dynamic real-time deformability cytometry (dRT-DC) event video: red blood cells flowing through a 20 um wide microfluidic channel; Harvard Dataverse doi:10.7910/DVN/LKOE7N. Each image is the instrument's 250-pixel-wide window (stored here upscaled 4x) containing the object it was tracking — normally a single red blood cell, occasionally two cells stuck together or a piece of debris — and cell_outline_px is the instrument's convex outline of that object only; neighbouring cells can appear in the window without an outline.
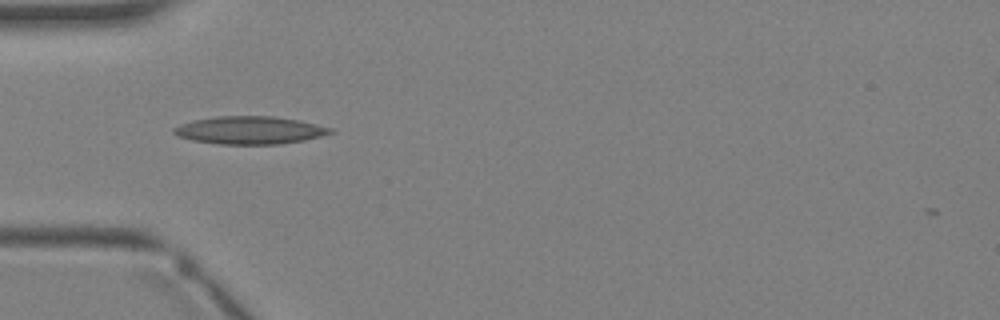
{"species": "Egyptian fruit bat (a non-hibernating species)", "species_latin": "Rousettus aegyptiacus", "temperature_condition": "warm", "stored_images_in_passage": 3, "camera_frame_rate_fps": 3000, "um_per_image_px": 0.085, "animal": {"sex": "female"}, "frame": {"image": 1, "passage_image": 3, "time_ms": 2.333, "image_size_px": [1000, 320], "cell_outline_px": [[336, 132], [304, 140], [280, 144], [220, 144], [192, 140], [176, 136], [172, 132], [172, 128], [180, 124], [192, 120], [216, 116], [276, 116], [300, 120], [332, 128]], "centroid_in_image_um": [21.21, 11.06], "position_along_channel_um": 63.8, "area_um2": 25.55}}